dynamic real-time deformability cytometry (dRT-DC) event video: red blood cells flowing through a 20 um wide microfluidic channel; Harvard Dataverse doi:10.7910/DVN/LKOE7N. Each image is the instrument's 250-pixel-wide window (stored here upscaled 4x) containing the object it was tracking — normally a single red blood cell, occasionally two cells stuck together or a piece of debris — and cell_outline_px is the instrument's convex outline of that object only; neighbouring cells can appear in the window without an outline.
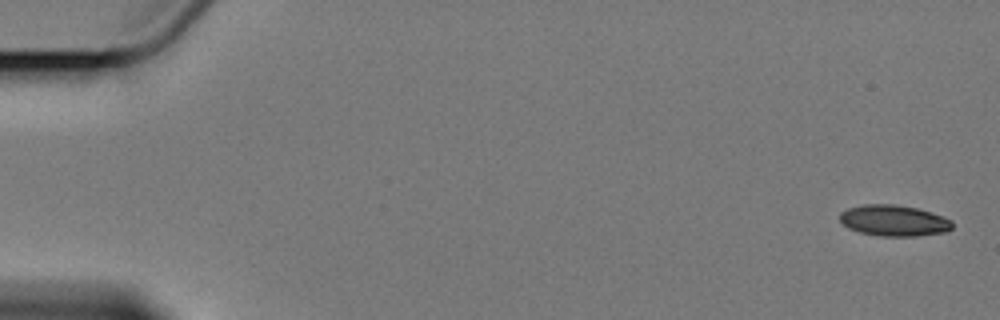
{"species": "Egyptian fruit bat (a non-hibernating species)", "species_latin": "Rousettus aegyptiacus", "temperature_condition": "cold", "stored_images_in_passage": 5, "camera_frame_rate_fps": 3000, "um_per_image_px": 0.085, "animal": {"sex": "female"}, "frame": {"image": 1, "passage_image": 1, "time_ms": 0.0, "image_size_px": [1000, 320], "cell_outline_px": [[952, 228], [948, 232], [916, 236], [880, 236], [860, 232], [848, 228], [840, 220], [840, 212], [848, 208], [864, 204], [896, 204], [916, 208], [944, 216], [952, 220]], "centroid_in_image_um": [76.0, 18.75], "position_along_channel_um": 9.0, "area_um2": 20.46}}
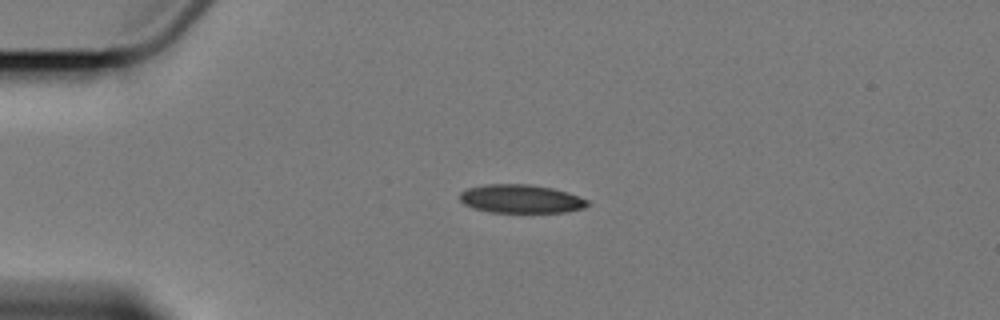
{"frame": {"image": 2, "passage_image": 4, "time_ms": 4.333, "image_size_px": [1000, 320], "cell_outline_px": [[592, 204], [584, 208], [568, 212], [488, 212], [472, 208], [464, 204], [460, 200], [460, 192], [468, 188], [488, 184], [528, 184], [552, 188], [568, 192], [588, 200]], "centroid_in_image_um": [44.3, 16.91], "position_along_channel_um": 40.7, "area_um2": 21.33}}